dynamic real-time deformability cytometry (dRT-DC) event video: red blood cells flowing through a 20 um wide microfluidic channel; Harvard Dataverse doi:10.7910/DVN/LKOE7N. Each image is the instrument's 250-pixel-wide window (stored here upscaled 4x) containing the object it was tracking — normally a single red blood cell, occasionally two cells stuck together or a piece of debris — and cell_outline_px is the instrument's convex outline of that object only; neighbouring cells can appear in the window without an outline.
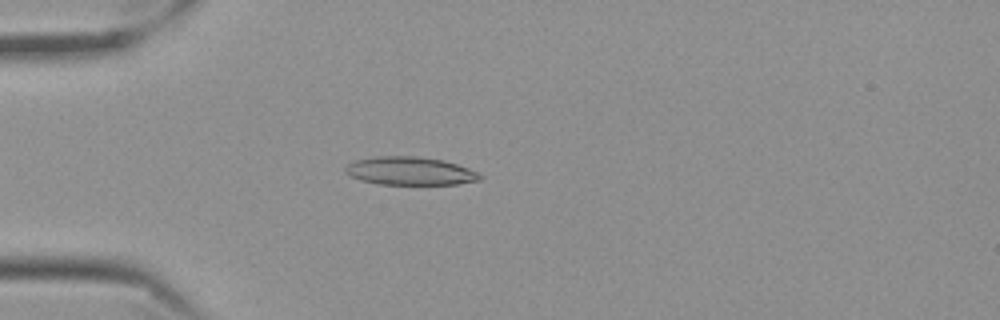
{"species": "Egyptian fruit bat (a non-hibernating species)", "species_latin": "Rousettus aegyptiacus", "temperature_condition": "cold", "stored_images_in_passage": 43, "camera_frame_rate_fps": 3000, "um_per_image_px": 0.085, "frame": {"image": 1, "passage_image": 2, "time_ms": 0.333, "image_size_px": [1000, 320], "cell_outline_px": [[484, 176], [480, 180], [456, 184], [376, 184], [360, 180], [344, 172], [344, 168], [348, 164], [356, 160], [376, 156], [416, 156], [444, 160], [468, 168]], "centroid_in_image_um": [34.84, 14.53], "position_along_channel_um": 50.2, "area_um2": 22.08}}
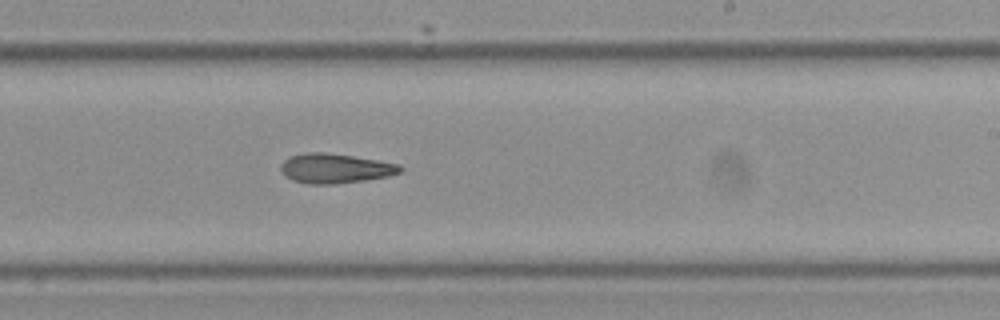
{"frame": {"image": 2, "passage_image": 21, "time_ms": 6.667, "image_size_px": [1000, 320], "cell_outline_px": [[404, 172], [388, 176], [364, 180], [336, 184], [308, 184], [292, 180], [284, 176], [280, 172], [280, 164], [284, 160], [292, 156], [308, 152], [324, 152], [352, 156], [400, 164], [404, 168]], "centroid_in_image_um": [28.49, 14.32], "position_along_channel_um": 260.5, "area_um2": 20.75}}
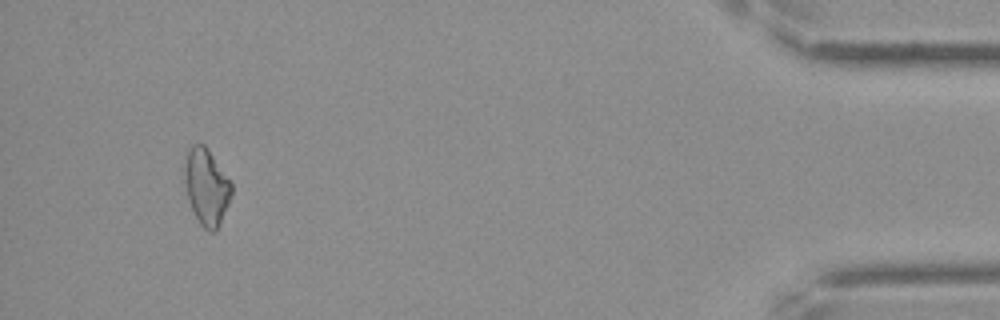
{"frame": {"image": 3, "passage_image": 40, "time_ms": 13.0, "image_size_px": [1000, 320], "cell_outline_px": [[232, 192], [228, 204], [220, 224], [216, 232], [208, 232], [200, 224], [188, 200], [184, 180], [184, 164], [188, 152], [192, 144], [204, 144], [208, 148], [232, 184]], "centroid_in_image_um": [17.55, 15.89], "position_along_channel_um": 417.7, "area_um2": 20.81}, "authors_computed_cell_mechanics": {"area_um2": 20.808, "velocity_mm_per_s": 3.5379, "shape_relaxation_time_tau1_ms": null, "shape_relaxation_time_tau2_ms": 5.6012, "deformation_change_tau1": null, "deformation_change_tau2": 0.1463}}